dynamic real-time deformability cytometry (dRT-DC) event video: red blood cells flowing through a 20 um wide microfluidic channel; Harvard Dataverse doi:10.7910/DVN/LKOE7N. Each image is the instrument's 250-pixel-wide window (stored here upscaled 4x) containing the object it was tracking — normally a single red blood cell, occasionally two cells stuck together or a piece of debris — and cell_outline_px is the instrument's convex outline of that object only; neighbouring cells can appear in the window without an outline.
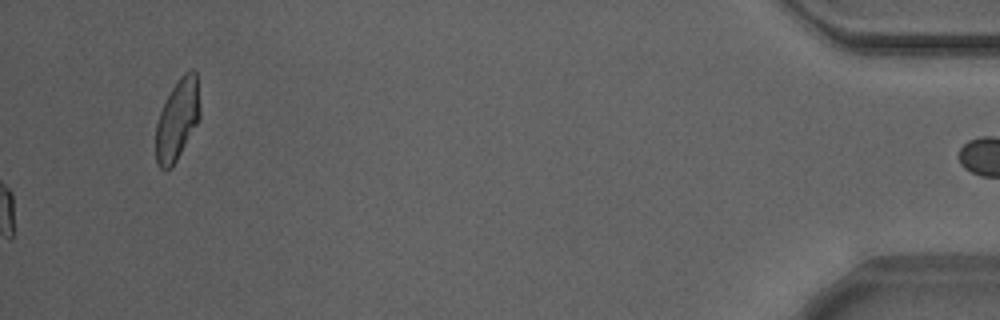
{"species": "Egyptian fruit bat (a non-hibernating species)", "species_latin": "Rousettus aegyptiacus", "temperature_condition": "warm", "stored_images_in_passage": 54, "camera_frame_rate_fps": 3000, "um_per_image_px": 0.085, "animal": {"sex": "male"}, "frame": {"image": 1, "passage_image": 54, "time_ms": 17.667, "image_size_px": [1000, 320], "cell_outline_px": [[200, 120], [176, 160], [168, 168], [160, 168], [156, 164], [156, 124], [160, 112], [172, 88], [180, 76], [184, 72], [192, 68], [196, 72], [200, 112]], "centroid_in_image_um": [15.09, 10.14], "position_along_channel_um": 420.1, "area_um2": 20.58}, "authors_computed_cell_mechanics": {"area_um2": 20.1433, "velocity_mm_per_s": 3.8539, "shape_relaxation_time_tau1_ms": 3.9613, "shape_relaxation_time_tau2_ms": 1.3765, "deformation_change_tau1": 0.1127, "deformation_change_tau2": 0.0664}}